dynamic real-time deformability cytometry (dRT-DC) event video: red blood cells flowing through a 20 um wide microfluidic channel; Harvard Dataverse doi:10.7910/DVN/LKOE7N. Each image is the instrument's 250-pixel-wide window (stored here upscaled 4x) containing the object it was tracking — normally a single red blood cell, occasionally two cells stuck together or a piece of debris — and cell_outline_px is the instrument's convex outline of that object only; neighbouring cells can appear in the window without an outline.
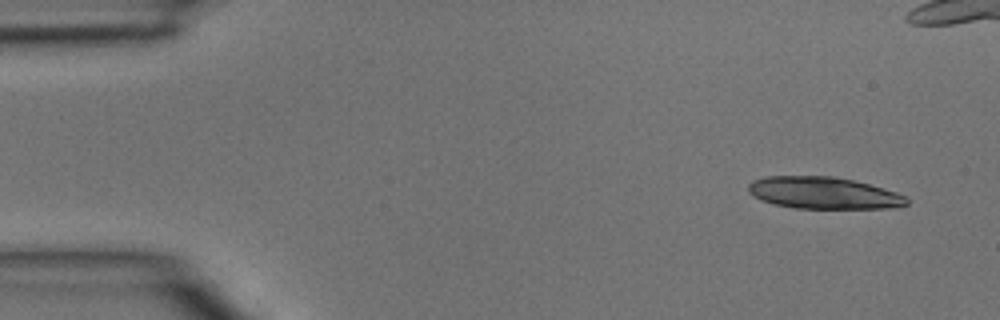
{"species": "common noctule bat (a hibernating species)", "species_latin": "Nyctalus noctula", "temperature_condition": "room temperature", "stored_images_in_passage": 5, "camera_frame_rate_fps": 3000, "um_per_image_px": 0.085, "animal": {"sex": "male", "body_mass_g": 15.6}, "frame": {"image": 1, "passage_image": 1, "time_ms": 0.0, "image_size_px": [1000, 320], "cell_outline_px": [[908, 204], [892, 208], [796, 208], [772, 204], [760, 200], [748, 192], [748, 184], [752, 180], [764, 176], [832, 176], [852, 180], [868, 184], [896, 192], [904, 196], [908, 200]], "centroid_in_image_um": [69.94, 16.4], "position_along_channel_um": 15.1, "area_um2": 29.42}}